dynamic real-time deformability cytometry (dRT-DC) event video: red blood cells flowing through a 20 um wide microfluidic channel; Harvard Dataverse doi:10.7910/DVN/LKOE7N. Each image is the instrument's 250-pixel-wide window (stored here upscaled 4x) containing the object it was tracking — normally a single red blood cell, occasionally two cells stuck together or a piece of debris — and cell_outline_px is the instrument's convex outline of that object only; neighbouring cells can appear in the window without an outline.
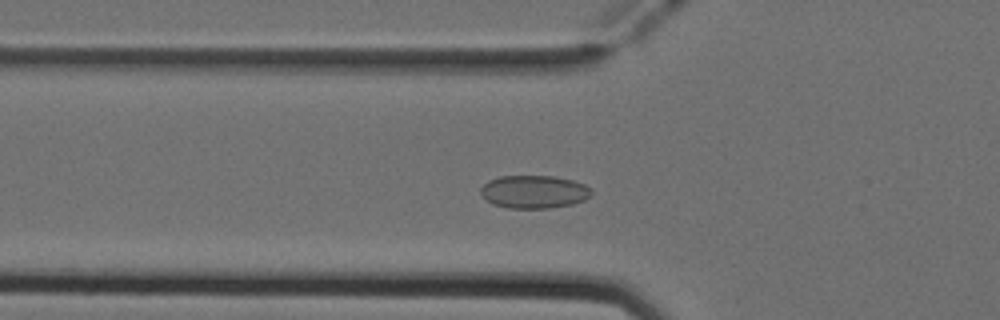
{"species": "Egyptian fruit bat (a non-hibernating species)", "species_latin": "Rousettus aegyptiacus", "temperature_condition": "cold", "stored_images_in_passage": 45, "camera_frame_rate_fps": 3000, "um_per_image_px": 0.085, "animal": {"sex": "female"}, "frame": {"image": 1, "passage_image": 11, "time_ms": 3.333, "image_size_px": [1000, 320], "cell_outline_px": [[592, 192], [584, 200], [572, 204], [548, 208], [508, 208], [492, 204], [484, 200], [480, 192], [480, 188], [488, 180], [500, 176], [556, 176], [572, 180], [584, 184]], "centroid_in_image_um": [45.33, 16.3], "position_along_channel_um": 80.5, "area_um2": 21.33}}
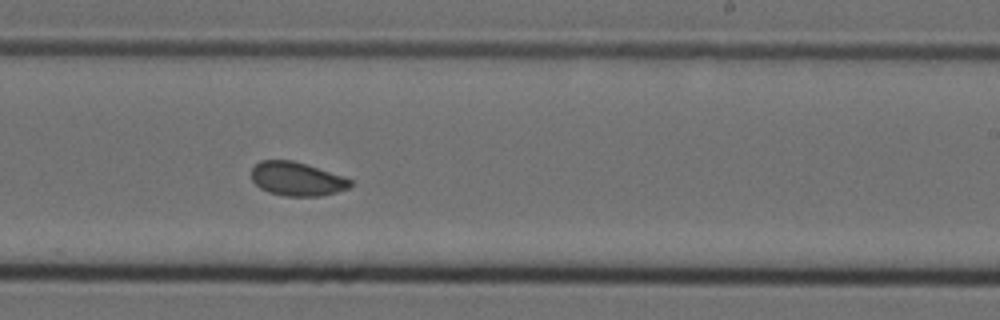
{"frame": {"image": 2, "passage_image": 25, "time_ms": 8.0, "image_size_px": [1000, 320], "cell_outline_px": [[352, 184], [348, 188], [336, 192], [320, 196], [284, 196], [268, 192], [260, 188], [252, 180], [252, 168], [260, 160], [292, 160], [352, 180]], "centroid_in_image_um": [25.19, 15.22], "position_along_channel_um": 263.8, "area_um2": 19.13}}
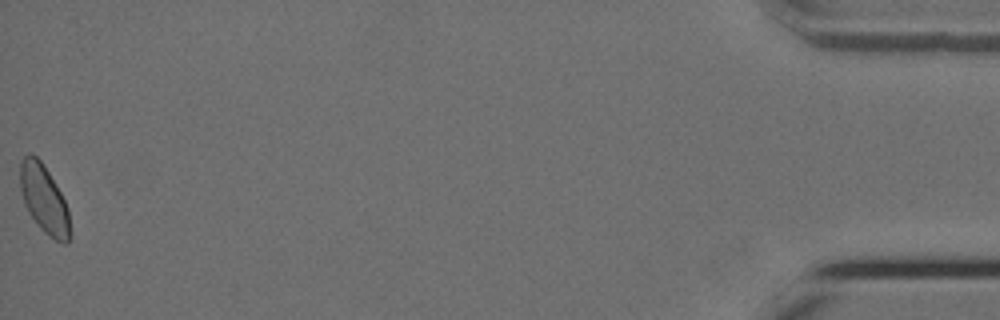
{"frame": {"image": 3, "passage_image": 45, "time_ms": 14.667, "image_size_px": [1000, 320], "cell_outline_px": [[72, 236], [68, 244], [64, 244], [48, 236], [40, 228], [24, 204], [20, 188], [20, 160], [24, 156], [32, 152], [40, 160], [48, 172], [60, 192], [68, 208]], "centroid_in_image_um": [3.76, 16.96], "position_along_channel_um": 431.4, "area_um2": 19.94}, "authors_computed_cell_mechanics": {"area_um2": 19.941, "velocity_mm_per_s": 3.9179, "shape_relaxation_time_tau1_ms": null, "shape_relaxation_time_tau2_ms": 1.8658, "deformation_change_tau1": null, "deformation_change_tau2": 0.0479}}